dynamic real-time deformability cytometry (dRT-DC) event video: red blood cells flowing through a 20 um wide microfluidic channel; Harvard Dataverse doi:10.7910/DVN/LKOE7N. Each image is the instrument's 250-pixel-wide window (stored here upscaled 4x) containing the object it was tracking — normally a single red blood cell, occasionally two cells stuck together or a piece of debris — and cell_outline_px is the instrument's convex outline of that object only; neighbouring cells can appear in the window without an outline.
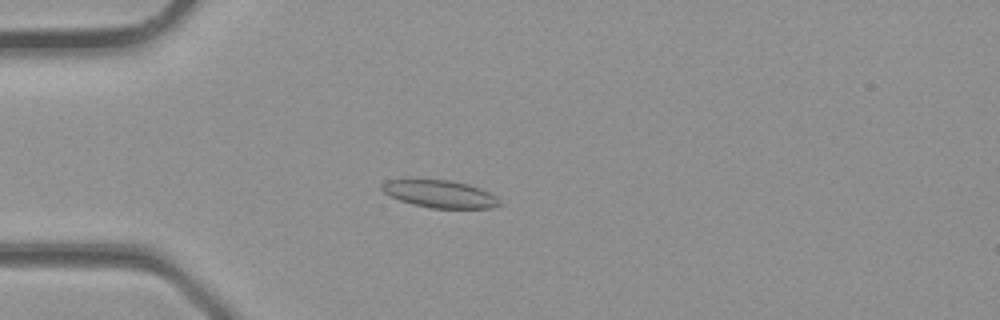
{"species": "common noctule bat (a hibernating species)", "species_latin": "Nyctalus noctula", "temperature_condition": "room temperature", "stored_images_in_passage": 27, "camera_frame_rate_fps": 3000, "um_per_image_px": 0.085, "animal": {"sex": "male", "body_mass_g": 23.1, "forearm_length_mm": 52.7}, "frame": {"image": 1, "passage_image": 2, "time_ms": 0.333, "image_size_px": [1000, 320], "cell_outline_px": [[504, 204], [492, 208], [432, 208], [412, 204], [388, 196], [380, 188], [380, 184], [384, 180], [408, 176], [452, 180], [468, 184], [480, 188], [496, 196]], "centroid_in_image_um": [37.29, 16.43], "position_along_channel_um": 47.7, "area_um2": 19.94}}
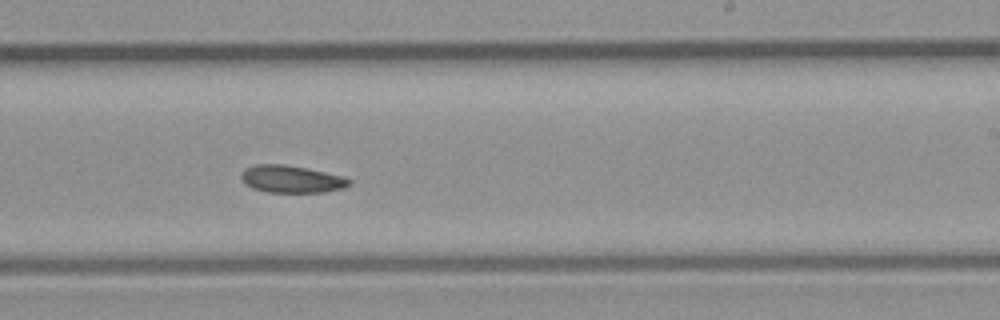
{"frame": {"image": 2, "passage_image": 14, "time_ms": 4.333, "image_size_px": [1000, 320], "cell_outline_px": [[352, 184], [344, 188], [324, 192], [268, 192], [252, 188], [244, 184], [240, 176], [240, 172], [244, 168], [256, 164], [284, 164], [344, 176], [352, 180]], "centroid_in_image_um": [24.75, 15.22], "position_along_channel_um": 264.2, "area_um2": 17.34}}
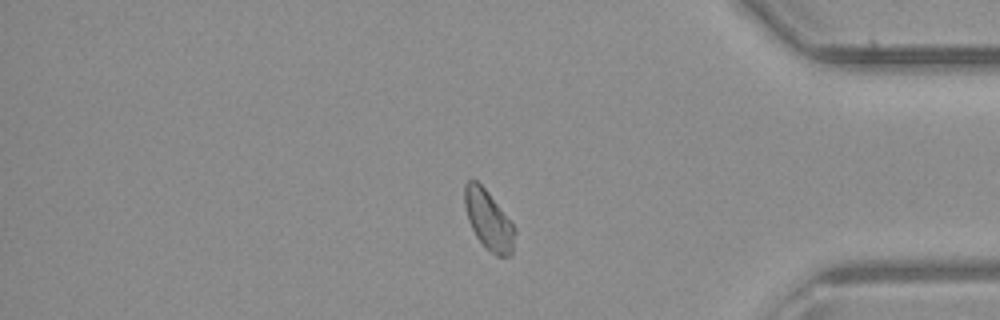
{"frame": {"image": 3, "passage_image": 22, "time_ms": 7.0, "image_size_px": [1000, 320], "cell_outline_px": [[516, 232], [512, 256], [496, 256], [484, 248], [476, 236], [468, 220], [464, 204], [464, 184], [468, 180], [476, 180], [488, 192], [516, 228]], "centroid_in_image_um": [41.53, 18.74], "position_along_channel_um": 393.7, "area_um2": 17.51}}